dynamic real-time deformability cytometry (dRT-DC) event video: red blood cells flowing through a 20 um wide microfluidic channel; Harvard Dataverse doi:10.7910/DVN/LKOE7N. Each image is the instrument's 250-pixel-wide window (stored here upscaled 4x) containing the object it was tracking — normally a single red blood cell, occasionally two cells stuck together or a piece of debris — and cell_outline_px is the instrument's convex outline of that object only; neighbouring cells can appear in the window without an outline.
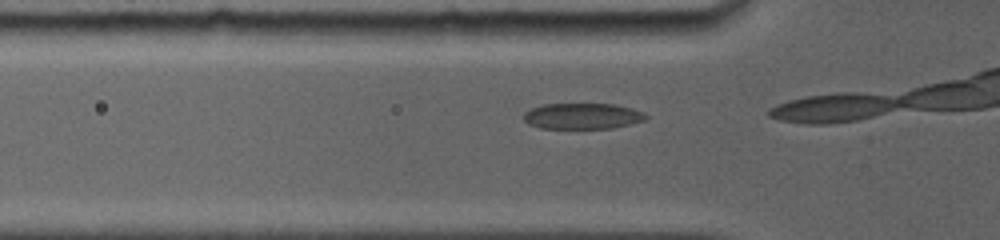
{"species": "common noctule bat (a hibernating species)", "species_latin": "Nyctalus noctula", "temperature_condition": "room temperature", "stored_images_in_passage": 3, "camera_frame_rate_fps": 5000, "um_per_image_px": 0.085, "animal": {"sex": "female", "body_mass_g": 19.0, "forearm_length_mm": 56.7}, "frame": {"image": 1, "passage_image": 2, "time_ms": 0.4, "image_size_px": [1000, 240], "cell_outline_px": [[648, 116], [644, 120], [612, 128], [540, 128], [528, 124], [524, 120], [524, 112], [532, 108], [544, 104], [612, 104], [632, 108], [644, 112]], "centroid_in_image_um": [49.49, 9.86], "position_along_channel_um": 76.3, "area_um2": 18.32}}